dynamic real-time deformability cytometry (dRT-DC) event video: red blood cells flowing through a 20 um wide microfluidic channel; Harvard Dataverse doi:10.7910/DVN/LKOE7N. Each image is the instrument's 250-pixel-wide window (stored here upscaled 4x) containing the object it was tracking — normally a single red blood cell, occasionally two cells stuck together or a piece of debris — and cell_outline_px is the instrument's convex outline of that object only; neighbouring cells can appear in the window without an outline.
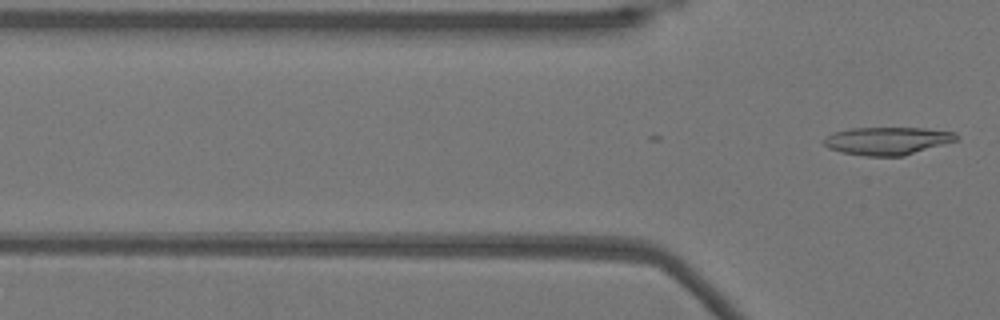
{"species": "Egyptian fruit bat (a non-hibernating species)", "species_latin": "Rousettus aegyptiacus", "temperature_condition": "warm", "stored_images_in_passage": 13, "camera_frame_rate_fps": 3000, "um_per_image_px": 0.085, "animal": {"sex": "female"}, "frame": {"image": 1, "passage_image": 13, "time_ms": 4.0, "image_size_px": [1000, 320], "cell_outline_px": [[960, 136], [956, 140], [904, 156], [864, 156], [840, 152], [828, 148], [824, 144], [824, 140], [832, 132], [848, 128], [924, 128], [956, 132]], "centroid_in_image_um": [75.41, 11.97], "position_along_channel_um": 50.4, "area_um2": 21.5}}